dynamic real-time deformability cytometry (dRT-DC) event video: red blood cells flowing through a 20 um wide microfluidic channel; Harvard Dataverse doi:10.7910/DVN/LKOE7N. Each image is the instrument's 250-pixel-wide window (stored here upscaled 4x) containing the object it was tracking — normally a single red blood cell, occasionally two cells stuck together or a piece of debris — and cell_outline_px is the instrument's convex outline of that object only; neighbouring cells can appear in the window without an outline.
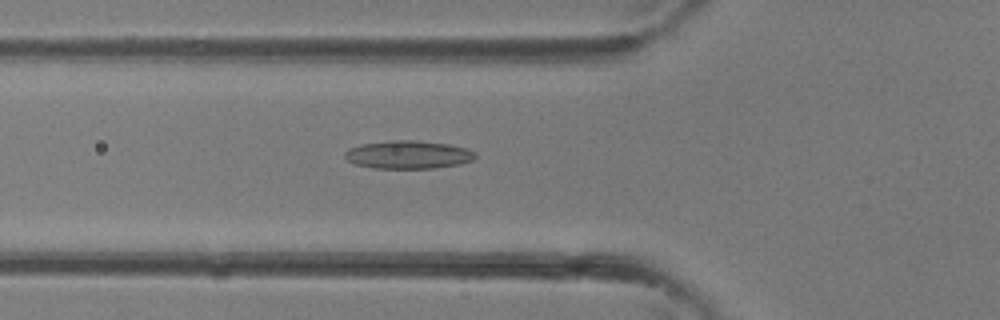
{"species": "common noctule bat (a hibernating species)", "species_latin": "Nyctalus noctula", "temperature_condition": "room temperature", "stored_images_in_passage": 36, "camera_frame_rate_fps": 3000, "um_per_image_px": 0.085, "animal": {"sex": "female"}, "frame": {"image": 1, "passage_image": 13, "time_ms": 4.0, "image_size_px": [1000, 320], "cell_outline_px": [[476, 156], [472, 160], [460, 164], [432, 168], [372, 168], [356, 164], [348, 160], [344, 156], [344, 152], [348, 148], [360, 144], [392, 140], [416, 140], [448, 144], [468, 148], [476, 152]], "centroid_in_image_um": [34.69, 13.14], "position_along_channel_um": 91.1, "area_um2": 21.44}}
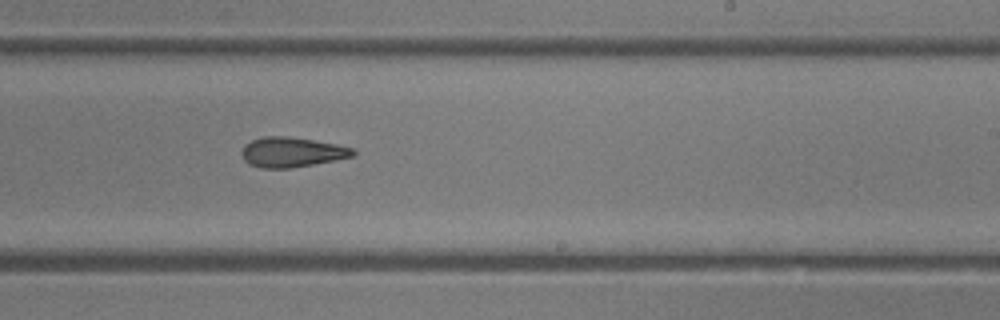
{"frame": {"image": 2, "passage_image": 22, "time_ms": 7.0, "image_size_px": [1000, 320], "cell_outline_px": [[356, 152], [352, 156], [312, 164], [288, 168], [260, 168], [248, 164], [244, 160], [240, 152], [244, 144], [252, 140], [264, 136], [288, 136], [316, 140], [356, 148]], "centroid_in_image_um": [24.77, 12.92], "position_along_channel_um": 264.2, "area_um2": 19.48}}
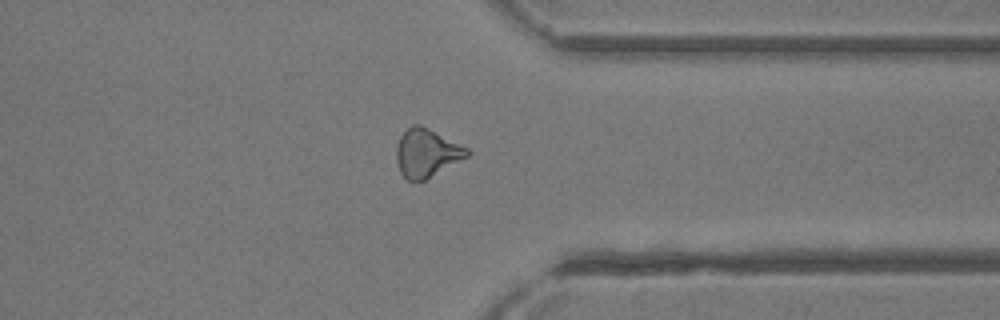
{"frame": {"image": 3, "passage_image": 28, "time_ms": 9.0, "image_size_px": [1000, 320], "cell_outline_px": [[472, 152], [468, 156], [424, 180], [408, 180], [400, 172], [396, 160], [396, 148], [400, 136], [412, 124], [420, 124], [468, 148]], "centroid_in_image_um": [36.25, 12.98], "position_along_channel_um": 375.1, "area_um2": 19.59}}